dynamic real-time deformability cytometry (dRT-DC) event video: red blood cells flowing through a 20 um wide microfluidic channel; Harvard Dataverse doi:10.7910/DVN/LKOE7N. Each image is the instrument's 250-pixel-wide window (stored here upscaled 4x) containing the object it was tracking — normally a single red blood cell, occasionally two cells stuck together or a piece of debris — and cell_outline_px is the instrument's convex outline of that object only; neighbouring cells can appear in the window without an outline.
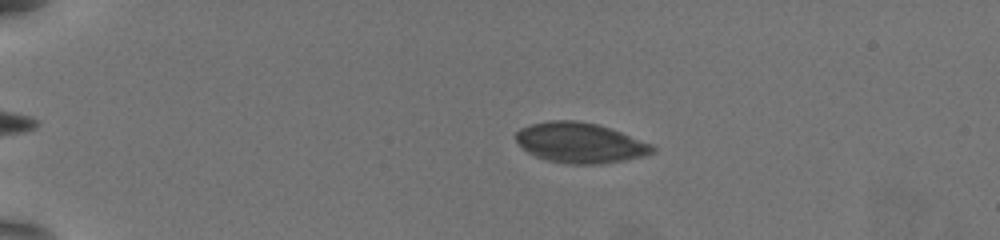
{"species": "common noctule bat (a hibernating species)", "species_latin": "Nyctalus noctula", "temperature_condition": "warm", "stored_images_in_passage": 59, "camera_frame_rate_fps": 3000, "um_per_image_px": 0.085, "animal": {"sex": "female", "body_mass_g": 19.5, "forearm_length_mm": 54.1}, "frame": {"image": 1, "passage_image": 15, "time_ms": 4.667, "image_size_px": [1000, 240], "cell_outline_px": [[656, 152], [644, 156], [624, 160], [600, 164], [568, 164], [548, 160], [536, 156], [528, 152], [516, 140], [516, 132], [520, 128], [532, 124], [548, 120], [576, 120], [596, 124], [620, 132], [652, 144], [656, 148]], "centroid_in_image_um": [49.32, 12.14], "position_along_channel_um": 35.7, "area_um2": 31.85}}
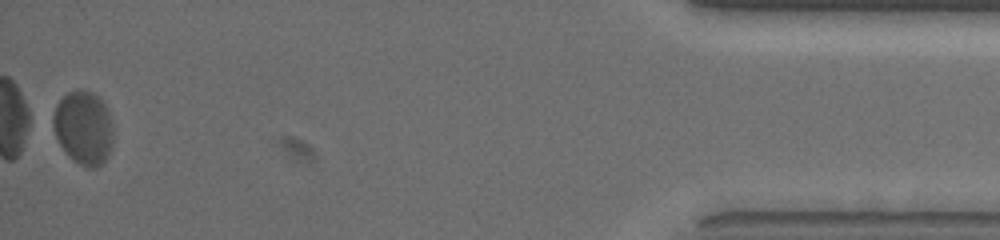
{"frame": {"image": 2, "passage_image": 59, "time_ms": 19.333, "image_size_px": [1000, 240], "cell_outline_px": [[112, 144], [108, 156], [96, 168], [88, 168], [72, 160], [68, 156], [60, 144], [56, 136], [52, 124], [52, 116], [56, 104], [68, 92], [80, 88], [92, 92], [104, 104], [112, 128]], "centroid_in_image_um": [7.06, 10.86], "position_along_channel_um": 428.1, "area_um2": 25.61}}